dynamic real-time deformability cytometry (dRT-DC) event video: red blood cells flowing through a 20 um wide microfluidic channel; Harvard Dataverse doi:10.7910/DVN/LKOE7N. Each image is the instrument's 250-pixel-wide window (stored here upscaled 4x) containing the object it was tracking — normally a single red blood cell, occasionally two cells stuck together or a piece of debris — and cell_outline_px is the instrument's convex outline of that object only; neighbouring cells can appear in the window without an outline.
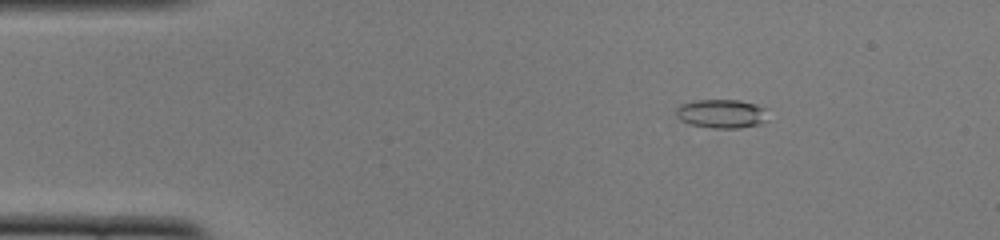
{"species": "common noctule bat (a hibernating species)", "species_latin": "Nyctalus noctula", "temperature_condition": "cold", "stored_images_in_passage": 52, "camera_frame_rate_fps": 3000, "um_per_image_px": 0.085, "animal": {"sex": "female", "body_mass_g": 22.0, "forearm_length_mm": 56.7}, "frame": {"image": 1, "passage_image": 8, "time_ms": 2.333, "image_size_px": [1000, 240], "cell_outline_px": [[768, 120], [760, 124], [740, 128], [712, 128], [688, 124], [680, 120], [676, 116], [676, 108], [680, 104], [692, 100], [740, 100], [756, 104], [768, 108]], "centroid_in_image_um": [61.36, 9.66], "position_along_channel_um": 23.6, "area_um2": 15.9}}
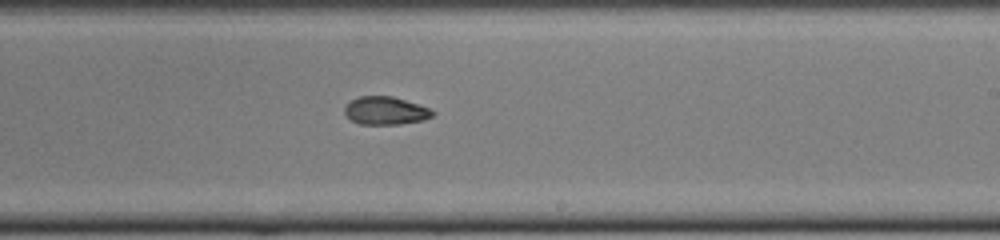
{"frame": {"image": 2, "passage_image": 31, "time_ms": 10.0, "image_size_px": [1000, 240], "cell_outline_px": [[436, 112], [432, 116], [424, 120], [400, 124], [360, 124], [352, 120], [344, 112], [344, 108], [352, 100], [360, 96], [392, 96], [428, 108]], "centroid_in_image_um": [32.78, 9.41], "position_along_channel_um": 256.2, "area_um2": 14.1}}
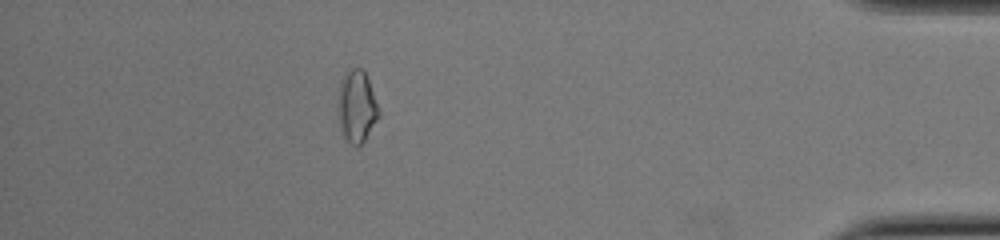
{"frame": {"image": 3, "passage_image": 46, "time_ms": 15.0, "image_size_px": [1000, 240], "cell_outline_px": [[380, 116], [364, 140], [360, 144], [352, 144], [344, 136], [340, 128], [340, 84], [344, 72], [352, 68], [364, 68], [380, 112]], "centroid_in_image_um": [30.36, 9.0], "position_along_channel_um": 404.8, "area_um2": 16.53}, "authors_computed_cell_mechanics": {"area_um2": 15.0569, "velocity_mm_per_s": 3.9128, "shape_relaxation_time_tau1_ms": null, "shape_relaxation_time_tau2_ms": 4.7361, "deformation_change_tau1": null, "deformation_change_tau2": 0.1002}}